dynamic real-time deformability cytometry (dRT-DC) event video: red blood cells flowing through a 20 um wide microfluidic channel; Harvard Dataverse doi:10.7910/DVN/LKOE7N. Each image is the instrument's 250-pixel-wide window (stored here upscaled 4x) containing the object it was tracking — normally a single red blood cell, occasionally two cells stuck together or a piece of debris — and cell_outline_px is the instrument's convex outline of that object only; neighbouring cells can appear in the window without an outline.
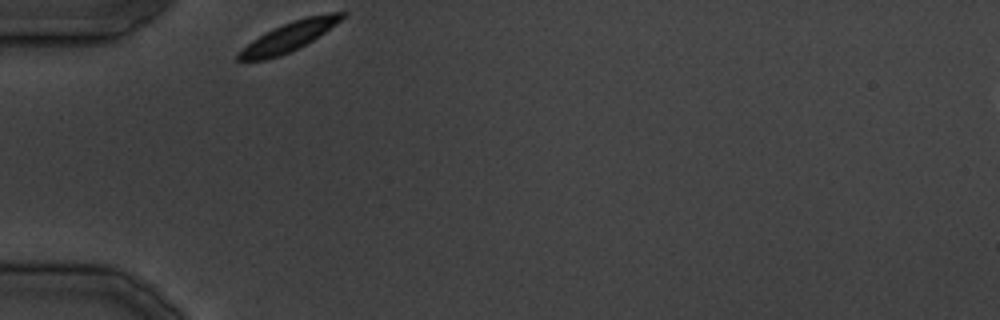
{"species": "common noctule bat (a hibernating species)", "species_latin": "Nyctalus noctula", "temperature_condition": "cold", "stored_images_in_passage": 22, "camera_frame_rate_fps": 3000, "um_per_image_px": 0.085, "animal": {"sex": "male", "body_mass_g": 19.5, "forearm_length_mm": 54.6}, "frame": {"image": 1, "passage_image": 1, "time_ms": 0.0, "image_size_px": [1000, 320], "cell_outline_px": [[348, 12], [336, 24], [312, 40], [280, 56], [264, 60], [236, 60], [236, 56], [252, 40], [272, 28], [292, 20], [308, 16], [332, 12]], "centroid_in_image_um": [24.55, 3.1], "position_along_channel_um": 60.4, "area_um2": 17.22}}
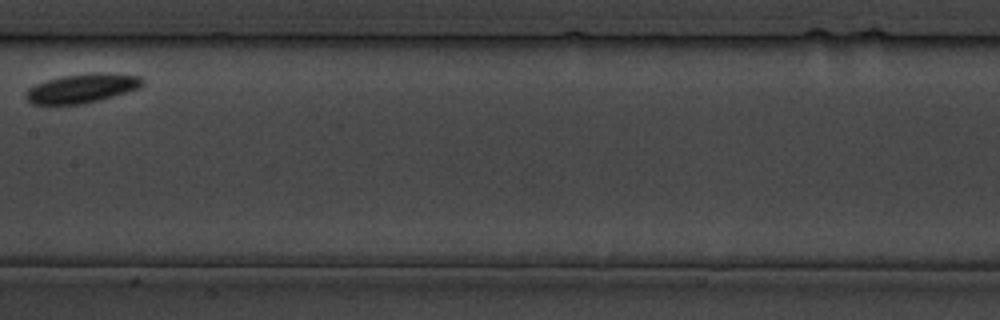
{"frame": {"image": 2, "passage_image": 10, "time_ms": 11.333, "image_size_px": [1000, 320], "cell_outline_px": [[144, 84], [140, 88], [100, 100], [80, 104], [32, 104], [24, 96], [28, 88], [36, 84], [48, 80], [64, 76], [92, 72], [100, 72], [140, 76], [144, 80]], "centroid_in_image_um": [7.0, 7.5], "position_along_channel_um": 200.4, "area_um2": 19.71}}
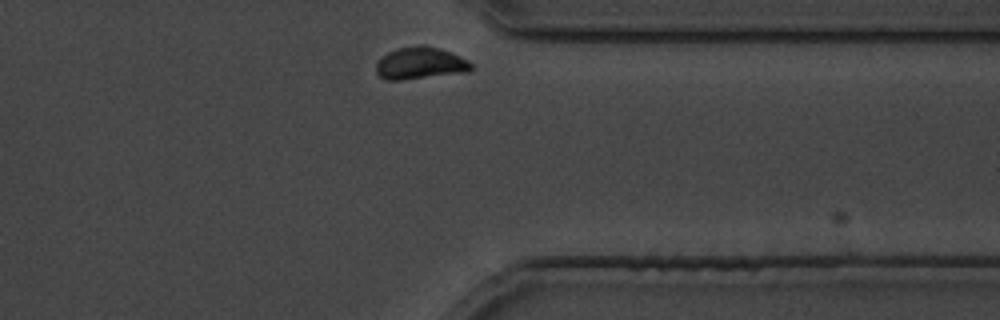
{"frame": {"image": 3, "passage_image": 21, "time_ms": 24.667, "image_size_px": [1000, 320], "cell_outline_px": [[472, 68], [468, 72], [400, 80], [388, 80], [380, 76], [376, 72], [376, 64], [388, 52], [396, 48], [420, 44], [424, 44], [440, 48], [452, 52], [468, 60], [472, 64]], "centroid_in_image_um": [35.75, 5.36], "position_along_channel_um": 375.7, "area_um2": 17.86}}